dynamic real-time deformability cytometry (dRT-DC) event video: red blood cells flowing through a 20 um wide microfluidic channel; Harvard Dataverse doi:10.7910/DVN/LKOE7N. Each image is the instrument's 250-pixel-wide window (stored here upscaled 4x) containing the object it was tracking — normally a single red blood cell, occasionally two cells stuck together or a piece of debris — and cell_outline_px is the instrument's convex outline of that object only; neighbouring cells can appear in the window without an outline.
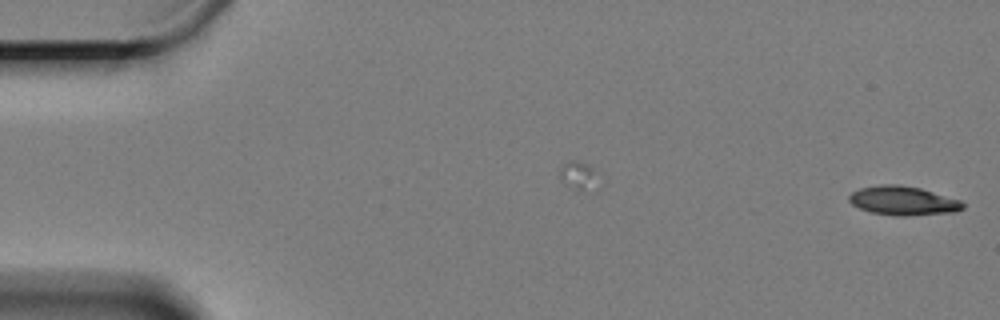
{"species": "Egyptian fruit bat (a non-hibernating species)", "species_latin": "Rousettus aegyptiacus", "temperature_condition": "cold", "stored_images_in_passage": 8, "camera_frame_rate_fps": 3000, "um_per_image_px": 0.085, "animal": {"sex": "female"}, "frame": {"image": 1, "passage_image": 8, "time_ms": 2.333, "image_size_px": [1000, 320], "cell_outline_px": [[964, 208], [956, 212], [904, 216], [896, 216], [872, 212], [860, 208], [852, 204], [848, 200], [848, 196], [852, 192], [860, 188], [880, 184], [900, 184], [920, 188], [960, 200], [964, 204]], "centroid_in_image_um": [76.76, 17.06], "position_along_channel_um": 8.2, "area_um2": 19.25}}